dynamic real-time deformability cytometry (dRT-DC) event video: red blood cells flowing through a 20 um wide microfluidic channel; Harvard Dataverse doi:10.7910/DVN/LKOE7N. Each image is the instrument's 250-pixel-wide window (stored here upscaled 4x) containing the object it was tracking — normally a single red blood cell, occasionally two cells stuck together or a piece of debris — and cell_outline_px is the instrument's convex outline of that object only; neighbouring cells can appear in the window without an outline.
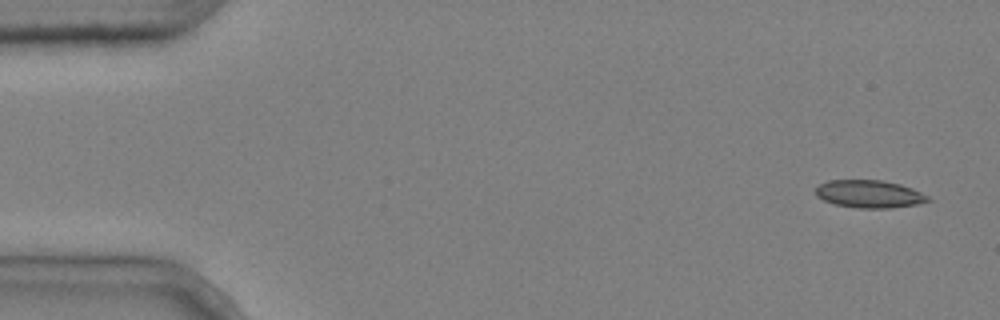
{"species": "common noctule bat (a hibernating species)", "species_latin": "Nyctalus noctula", "temperature_condition": "cold", "stored_images_in_passage": 5, "segment_of_instrument_passage": [1, 2], "camera_frame_rate_fps": 3000, "um_per_image_px": 0.085, "animal": {"sex": "male", "body_mass_g": 20.4}, "frame": {"image": 1, "passage_image": 1, "time_ms": 0.0, "image_size_px": [1000, 320], "cell_outline_px": [[932, 200], [916, 204], [888, 208], [856, 208], [836, 204], [824, 200], [816, 196], [816, 188], [820, 184], [828, 180], [880, 180], [900, 184], [912, 188], [928, 196]], "centroid_in_image_um": [73.88, 16.48], "position_along_channel_um": 11.1, "area_um2": 17.98}}
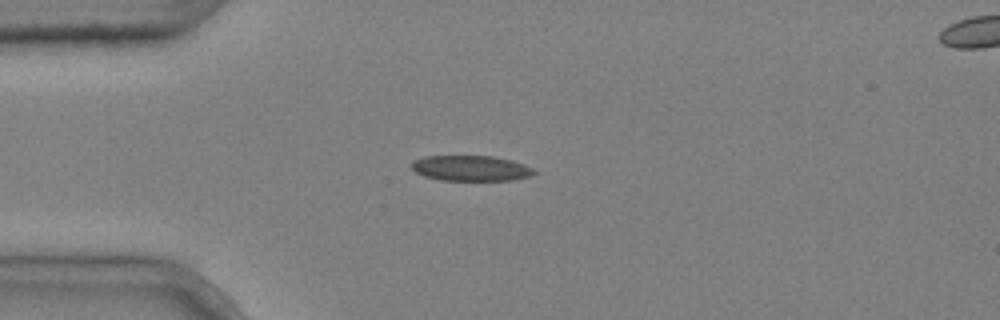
{"frame": {"image": 2, "passage_image": 4, "time_ms": 1.0, "image_size_px": [1000, 320], "cell_outline_px": [[536, 172], [532, 176], [512, 180], [440, 180], [424, 176], [416, 172], [412, 168], [412, 160], [424, 156], [492, 156], [512, 160], [524, 164], [532, 168]], "centroid_in_image_um": [40.03, 14.3], "position_along_channel_um": 45.0, "area_um2": 18.21}}